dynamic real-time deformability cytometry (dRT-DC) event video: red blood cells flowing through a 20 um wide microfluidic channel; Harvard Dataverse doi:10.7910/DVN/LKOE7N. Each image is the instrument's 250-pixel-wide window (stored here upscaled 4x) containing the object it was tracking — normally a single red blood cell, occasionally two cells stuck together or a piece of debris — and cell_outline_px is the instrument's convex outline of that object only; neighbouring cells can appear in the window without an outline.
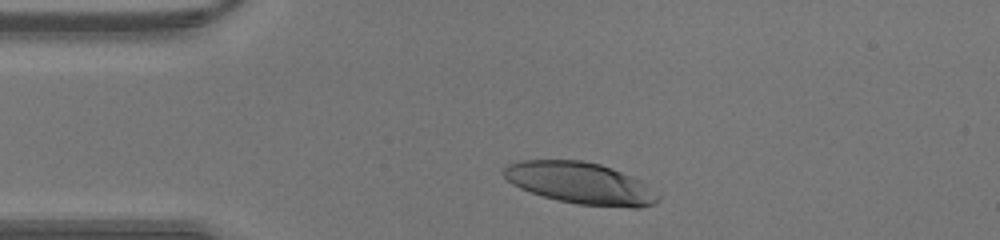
{"species": "human", "species_latin": "Homo sapiens", "temperature_condition": "warm", "stored_images_in_passage": 28, "camera_frame_rate_fps": 3000, "um_per_image_px": 0.085, "donor": {"sex": "male"}, "frame": {"image": 1, "passage_image": 3, "time_ms": 0.667, "image_size_px": [1000, 240], "cell_outline_px": [[660, 200], [656, 204], [640, 208], [632, 208], [580, 204], [560, 200], [544, 196], [520, 188], [512, 184], [500, 172], [508, 164], [520, 160], [580, 160], [600, 164], [612, 168], [640, 180], [660, 192]], "centroid_in_image_um": [49.39, 15.57], "position_along_channel_um": 35.6, "area_um2": 37.63}}
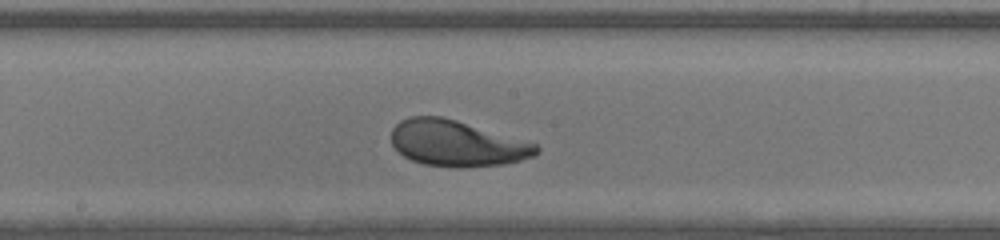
{"frame": {"image": 2, "passage_image": 16, "time_ms": 5.0, "image_size_px": [1000, 240], "cell_outline_px": [[540, 148], [536, 156], [520, 160], [500, 164], [464, 168], [456, 168], [424, 164], [412, 160], [404, 156], [392, 144], [392, 128], [400, 120], [408, 116], [440, 116], [456, 120], [536, 144]], "centroid_in_image_um": [38.81, 12.19], "position_along_channel_um": 209.4, "area_um2": 38.55}}
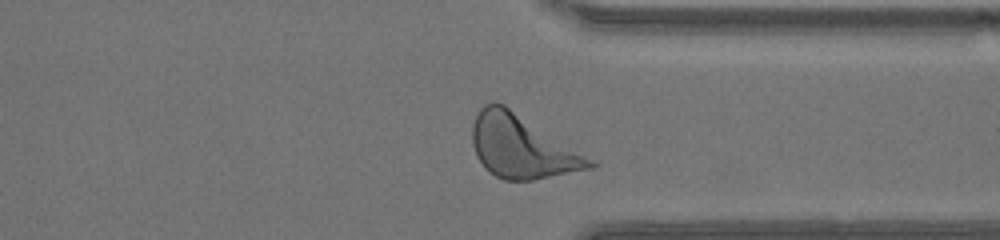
{"frame": {"image": 3, "passage_image": 26, "time_ms": 8.333, "image_size_px": [1000, 240], "cell_outline_px": [[600, 164], [592, 168], [532, 180], [504, 180], [488, 172], [484, 168], [476, 156], [472, 144], [472, 124], [480, 108], [484, 104], [492, 100], [496, 100], [504, 104], [596, 160]], "centroid_in_image_um": [44.36, 12.45], "position_along_channel_um": 367.0, "area_um2": 43.52}}